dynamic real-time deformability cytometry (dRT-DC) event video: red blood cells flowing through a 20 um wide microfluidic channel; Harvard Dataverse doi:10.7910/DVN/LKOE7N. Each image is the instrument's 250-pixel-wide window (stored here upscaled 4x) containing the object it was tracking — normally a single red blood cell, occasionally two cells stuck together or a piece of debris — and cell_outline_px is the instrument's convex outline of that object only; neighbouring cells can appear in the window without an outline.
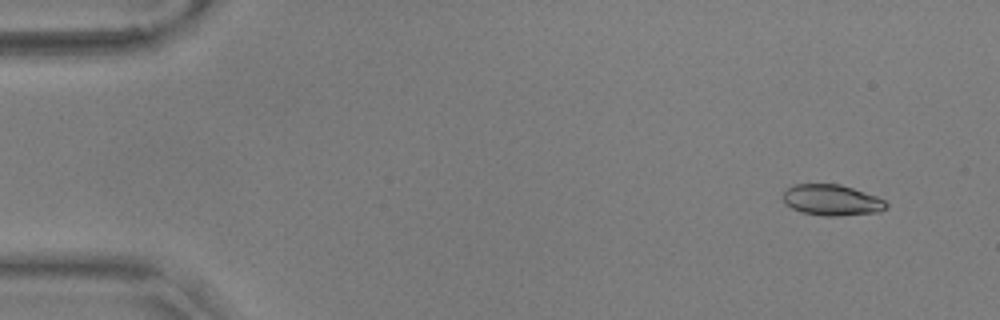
{"species": "common noctule bat (a hibernating species)", "species_latin": "Nyctalus noctula", "temperature_condition": "warm", "stored_images_in_passage": 10, "camera_frame_rate_fps": 3000, "um_per_image_px": 0.085, "animal": {"sex": "male", "body_mass_g": 17.9, "forearm_length_mm": 54.2}, "frame": {"image": 1, "passage_image": 2, "time_ms": 0.333, "image_size_px": [1000, 320], "cell_outline_px": [[888, 208], [880, 212], [840, 216], [824, 216], [800, 212], [784, 204], [784, 192], [788, 188], [796, 184], [840, 184], [876, 196], [884, 200], [888, 204]], "centroid_in_image_um": [70.72, 17.02], "position_along_channel_um": 14.3, "area_um2": 18.67}}